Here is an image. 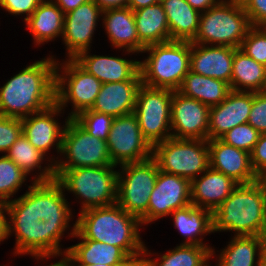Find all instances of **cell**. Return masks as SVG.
<instances>
[{"mask_svg": "<svg viewBox=\"0 0 266 266\" xmlns=\"http://www.w3.org/2000/svg\"><path fill=\"white\" fill-rule=\"evenodd\" d=\"M173 216V225L185 238L182 244L199 246L210 245L203 243V236L212 233V212L193 204L177 209L170 214Z\"/></svg>", "mask_w": 266, "mask_h": 266, "instance_id": "obj_29", "label": "cell"}, {"mask_svg": "<svg viewBox=\"0 0 266 266\" xmlns=\"http://www.w3.org/2000/svg\"><path fill=\"white\" fill-rule=\"evenodd\" d=\"M42 0H0V6L9 14L14 16L21 15L27 20L33 12L37 9ZM23 14V15H22Z\"/></svg>", "mask_w": 266, "mask_h": 266, "instance_id": "obj_42", "label": "cell"}, {"mask_svg": "<svg viewBox=\"0 0 266 266\" xmlns=\"http://www.w3.org/2000/svg\"><path fill=\"white\" fill-rule=\"evenodd\" d=\"M73 119L90 135L107 141L114 118L88 109L80 112Z\"/></svg>", "mask_w": 266, "mask_h": 266, "instance_id": "obj_37", "label": "cell"}, {"mask_svg": "<svg viewBox=\"0 0 266 266\" xmlns=\"http://www.w3.org/2000/svg\"><path fill=\"white\" fill-rule=\"evenodd\" d=\"M107 146L112 164L116 166L144 161L153 154V146L141 132L134 112L113 119Z\"/></svg>", "mask_w": 266, "mask_h": 266, "instance_id": "obj_13", "label": "cell"}, {"mask_svg": "<svg viewBox=\"0 0 266 266\" xmlns=\"http://www.w3.org/2000/svg\"><path fill=\"white\" fill-rule=\"evenodd\" d=\"M101 20L109 42L115 49L123 48V52L136 55L145 49L137 35L134 12L129 7L102 11Z\"/></svg>", "mask_w": 266, "mask_h": 266, "instance_id": "obj_24", "label": "cell"}, {"mask_svg": "<svg viewBox=\"0 0 266 266\" xmlns=\"http://www.w3.org/2000/svg\"><path fill=\"white\" fill-rule=\"evenodd\" d=\"M266 211L261 177L250 184H239L212 212V233L230 232L234 236H261Z\"/></svg>", "mask_w": 266, "mask_h": 266, "instance_id": "obj_4", "label": "cell"}, {"mask_svg": "<svg viewBox=\"0 0 266 266\" xmlns=\"http://www.w3.org/2000/svg\"><path fill=\"white\" fill-rule=\"evenodd\" d=\"M141 84L140 71L131 80L102 84L90 110L113 118L134 112L136 96Z\"/></svg>", "mask_w": 266, "mask_h": 266, "instance_id": "obj_22", "label": "cell"}, {"mask_svg": "<svg viewBox=\"0 0 266 266\" xmlns=\"http://www.w3.org/2000/svg\"><path fill=\"white\" fill-rule=\"evenodd\" d=\"M64 16L63 11L52 0H42L33 14L25 20L35 45H43L62 37Z\"/></svg>", "mask_w": 266, "mask_h": 266, "instance_id": "obj_28", "label": "cell"}, {"mask_svg": "<svg viewBox=\"0 0 266 266\" xmlns=\"http://www.w3.org/2000/svg\"><path fill=\"white\" fill-rule=\"evenodd\" d=\"M252 168L258 177L266 176V134H261L250 153Z\"/></svg>", "mask_w": 266, "mask_h": 266, "instance_id": "obj_43", "label": "cell"}, {"mask_svg": "<svg viewBox=\"0 0 266 266\" xmlns=\"http://www.w3.org/2000/svg\"><path fill=\"white\" fill-rule=\"evenodd\" d=\"M28 191L6 203L7 235L15 234L14 255H31L38 260L61 256L60 242L70 226H55L40 221L34 213L33 181Z\"/></svg>", "mask_w": 266, "mask_h": 266, "instance_id": "obj_1", "label": "cell"}, {"mask_svg": "<svg viewBox=\"0 0 266 266\" xmlns=\"http://www.w3.org/2000/svg\"><path fill=\"white\" fill-rule=\"evenodd\" d=\"M64 14L75 10L81 4L88 2L89 0H52Z\"/></svg>", "mask_w": 266, "mask_h": 266, "instance_id": "obj_47", "label": "cell"}, {"mask_svg": "<svg viewBox=\"0 0 266 266\" xmlns=\"http://www.w3.org/2000/svg\"><path fill=\"white\" fill-rule=\"evenodd\" d=\"M102 11L128 7L129 0H94Z\"/></svg>", "mask_w": 266, "mask_h": 266, "instance_id": "obj_46", "label": "cell"}, {"mask_svg": "<svg viewBox=\"0 0 266 266\" xmlns=\"http://www.w3.org/2000/svg\"><path fill=\"white\" fill-rule=\"evenodd\" d=\"M115 168L116 165L61 169L56 180L64 190L80 199V212H83L116 204L118 171Z\"/></svg>", "mask_w": 266, "mask_h": 266, "instance_id": "obj_6", "label": "cell"}, {"mask_svg": "<svg viewBox=\"0 0 266 266\" xmlns=\"http://www.w3.org/2000/svg\"><path fill=\"white\" fill-rule=\"evenodd\" d=\"M266 81V66L237 48L234 51L231 90L260 92Z\"/></svg>", "mask_w": 266, "mask_h": 266, "instance_id": "obj_35", "label": "cell"}, {"mask_svg": "<svg viewBox=\"0 0 266 266\" xmlns=\"http://www.w3.org/2000/svg\"><path fill=\"white\" fill-rule=\"evenodd\" d=\"M214 247L180 243L174 249L152 259L154 255L145 246L140 266H211L212 249ZM150 258H149V257Z\"/></svg>", "mask_w": 266, "mask_h": 266, "instance_id": "obj_32", "label": "cell"}, {"mask_svg": "<svg viewBox=\"0 0 266 266\" xmlns=\"http://www.w3.org/2000/svg\"><path fill=\"white\" fill-rule=\"evenodd\" d=\"M228 243L218 255L212 249V258L217 257L216 266H260L265 258L261 236H232Z\"/></svg>", "mask_w": 266, "mask_h": 266, "instance_id": "obj_30", "label": "cell"}, {"mask_svg": "<svg viewBox=\"0 0 266 266\" xmlns=\"http://www.w3.org/2000/svg\"><path fill=\"white\" fill-rule=\"evenodd\" d=\"M266 34V23H263L258 26Z\"/></svg>", "mask_w": 266, "mask_h": 266, "instance_id": "obj_54", "label": "cell"}, {"mask_svg": "<svg viewBox=\"0 0 266 266\" xmlns=\"http://www.w3.org/2000/svg\"><path fill=\"white\" fill-rule=\"evenodd\" d=\"M64 192L56 179L49 182H33L35 216L50 225L70 226L73 212Z\"/></svg>", "mask_w": 266, "mask_h": 266, "instance_id": "obj_18", "label": "cell"}, {"mask_svg": "<svg viewBox=\"0 0 266 266\" xmlns=\"http://www.w3.org/2000/svg\"><path fill=\"white\" fill-rule=\"evenodd\" d=\"M21 134V119L0 115V153L6 154Z\"/></svg>", "mask_w": 266, "mask_h": 266, "instance_id": "obj_40", "label": "cell"}, {"mask_svg": "<svg viewBox=\"0 0 266 266\" xmlns=\"http://www.w3.org/2000/svg\"><path fill=\"white\" fill-rule=\"evenodd\" d=\"M201 175L191 180V204L211 212L239 185L232 178L211 167Z\"/></svg>", "mask_w": 266, "mask_h": 266, "instance_id": "obj_23", "label": "cell"}, {"mask_svg": "<svg viewBox=\"0 0 266 266\" xmlns=\"http://www.w3.org/2000/svg\"><path fill=\"white\" fill-rule=\"evenodd\" d=\"M239 49L266 66V34L258 26H252L248 30Z\"/></svg>", "mask_w": 266, "mask_h": 266, "instance_id": "obj_39", "label": "cell"}, {"mask_svg": "<svg viewBox=\"0 0 266 266\" xmlns=\"http://www.w3.org/2000/svg\"><path fill=\"white\" fill-rule=\"evenodd\" d=\"M5 155L14 161L27 175L31 173L33 175L34 170L37 171L36 169H38V172L40 171L37 175L34 174L33 180L30 179L31 182H49L56 179L54 166L56 163L55 157L53 158L52 156L47 159L50 156L46 157L45 154L37 150L23 133L13 143ZM44 159H47L46 161L49 162H47L48 164L46 166L44 164L43 167L41 164H43Z\"/></svg>", "mask_w": 266, "mask_h": 266, "instance_id": "obj_27", "label": "cell"}, {"mask_svg": "<svg viewBox=\"0 0 266 266\" xmlns=\"http://www.w3.org/2000/svg\"><path fill=\"white\" fill-rule=\"evenodd\" d=\"M54 56L26 66L0 87V115L23 119L55 102Z\"/></svg>", "mask_w": 266, "mask_h": 266, "instance_id": "obj_2", "label": "cell"}, {"mask_svg": "<svg viewBox=\"0 0 266 266\" xmlns=\"http://www.w3.org/2000/svg\"><path fill=\"white\" fill-rule=\"evenodd\" d=\"M89 54V50L81 52L74 60L102 84L131 80L140 71V60Z\"/></svg>", "mask_w": 266, "mask_h": 266, "instance_id": "obj_25", "label": "cell"}, {"mask_svg": "<svg viewBox=\"0 0 266 266\" xmlns=\"http://www.w3.org/2000/svg\"><path fill=\"white\" fill-rule=\"evenodd\" d=\"M6 203L0 201V244L8 239Z\"/></svg>", "mask_w": 266, "mask_h": 266, "instance_id": "obj_48", "label": "cell"}, {"mask_svg": "<svg viewBox=\"0 0 266 266\" xmlns=\"http://www.w3.org/2000/svg\"><path fill=\"white\" fill-rule=\"evenodd\" d=\"M261 186L263 187V193L265 199V211H266V176L261 177Z\"/></svg>", "mask_w": 266, "mask_h": 266, "instance_id": "obj_52", "label": "cell"}, {"mask_svg": "<svg viewBox=\"0 0 266 266\" xmlns=\"http://www.w3.org/2000/svg\"><path fill=\"white\" fill-rule=\"evenodd\" d=\"M243 7L251 26L266 23V0H248Z\"/></svg>", "mask_w": 266, "mask_h": 266, "instance_id": "obj_44", "label": "cell"}, {"mask_svg": "<svg viewBox=\"0 0 266 266\" xmlns=\"http://www.w3.org/2000/svg\"><path fill=\"white\" fill-rule=\"evenodd\" d=\"M186 97L194 98L208 107L219 105L232 91L230 84L189 71L177 90Z\"/></svg>", "mask_w": 266, "mask_h": 266, "instance_id": "obj_34", "label": "cell"}, {"mask_svg": "<svg viewBox=\"0 0 266 266\" xmlns=\"http://www.w3.org/2000/svg\"><path fill=\"white\" fill-rule=\"evenodd\" d=\"M46 266H61V264H60V261H56V263H53V264H50V265H46Z\"/></svg>", "mask_w": 266, "mask_h": 266, "instance_id": "obj_55", "label": "cell"}, {"mask_svg": "<svg viewBox=\"0 0 266 266\" xmlns=\"http://www.w3.org/2000/svg\"><path fill=\"white\" fill-rule=\"evenodd\" d=\"M161 3V0H129L128 7L134 11L143 7Z\"/></svg>", "mask_w": 266, "mask_h": 266, "instance_id": "obj_50", "label": "cell"}, {"mask_svg": "<svg viewBox=\"0 0 266 266\" xmlns=\"http://www.w3.org/2000/svg\"><path fill=\"white\" fill-rule=\"evenodd\" d=\"M252 92L231 91L216 106L210 107L208 140L219 139L237 125L248 123Z\"/></svg>", "mask_w": 266, "mask_h": 266, "instance_id": "obj_19", "label": "cell"}, {"mask_svg": "<svg viewBox=\"0 0 266 266\" xmlns=\"http://www.w3.org/2000/svg\"><path fill=\"white\" fill-rule=\"evenodd\" d=\"M159 170L190 181L210 167L208 140L171 137L153 146Z\"/></svg>", "mask_w": 266, "mask_h": 266, "instance_id": "obj_9", "label": "cell"}, {"mask_svg": "<svg viewBox=\"0 0 266 266\" xmlns=\"http://www.w3.org/2000/svg\"><path fill=\"white\" fill-rule=\"evenodd\" d=\"M194 9L200 13L208 10L210 7H213L219 4L222 0H186Z\"/></svg>", "mask_w": 266, "mask_h": 266, "instance_id": "obj_49", "label": "cell"}, {"mask_svg": "<svg viewBox=\"0 0 266 266\" xmlns=\"http://www.w3.org/2000/svg\"><path fill=\"white\" fill-rule=\"evenodd\" d=\"M228 1L233 2L234 4H237V5L244 6L248 0H228Z\"/></svg>", "mask_w": 266, "mask_h": 266, "instance_id": "obj_53", "label": "cell"}, {"mask_svg": "<svg viewBox=\"0 0 266 266\" xmlns=\"http://www.w3.org/2000/svg\"><path fill=\"white\" fill-rule=\"evenodd\" d=\"M28 175L5 154L0 157V201L9 202Z\"/></svg>", "mask_w": 266, "mask_h": 266, "instance_id": "obj_36", "label": "cell"}, {"mask_svg": "<svg viewBox=\"0 0 266 266\" xmlns=\"http://www.w3.org/2000/svg\"><path fill=\"white\" fill-rule=\"evenodd\" d=\"M149 53L139 61L142 84L177 91L190 71L191 41L172 40L145 47Z\"/></svg>", "mask_w": 266, "mask_h": 266, "instance_id": "obj_5", "label": "cell"}, {"mask_svg": "<svg viewBox=\"0 0 266 266\" xmlns=\"http://www.w3.org/2000/svg\"><path fill=\"white\" fill-rule=\"evenodd\" d=\"M248 123L260 134H266V93L252 92V105Z\"/></svg>", "mask_w": 266, "mask_h": 266, "instance_id": "obj_41", "label": "cell"}, {"mask_svg": "<svg viewBox=\"0 0 266 266\" xmlns=\"http://www.w3.org/2000/svg\"><path fill=\"white\" fill-rule=\"evenodd\" d=\"M169 24L170 41H192L199 29L200 12L186 0H161Z\"/></svg>", "mask_w": 266, "mask_h": 266, "instance_id": "obj_31", "label": "cell"}, {"mask_svg": "<svg viewBox=\"0 0 266 266\" xmlns=\"http://www.w3.org/2000/svg\"><path fill=\"white\" fill-rule=\"evenodd\" d=\"M61 155L65 159L56 157L55 175L61 169L113 165L107 141L90 135L71 118L67 120L64 128Z\"/></svg>", "mask_w": 266, "mask_h": 266, "instance_id": "obj_11", "label": "cell"}, {"mask_svg": "<svg viewBox=\"0 0 266 266\" xmlns=\"http://www.w3.org/2000/svg\"><path fill=\"white\" fill-rule=\"evenodd\" d=\"M61 257H63L59 260L61 266H111L107 264H85L79 262L68 250H66Z\"/></svg>", "mask_w": 266, "mask_h": 266, "instance_id": "obj_45", "label": "cell"}, {"mask_svg": "<svg viewBox=\"0 0 266 266\" xmlns=\"http://www.w3.org/2000/svg\"><path fill=\"white\" fill-rule=\"evenodd\" d=\"M260 266H266V258L263 259V261H262Z\"/></svg>", "mask_w": 266, "mask_h": 266, "instance_id": "obj_56", "label": "cell"}, {"mask_svg": "<svg viewBox=\"0 0 266 266\" xmlns=\"http://www.w3.org/2000/svg\"><path fill=\"white\" fill-rule=\"evenodd\" d=\"M101 85V81L89 74L74 59L66 58L61 63L57 60L55 103L63 110V113L67 104L72 105L73 110L69 113L68 118L73 119L80 112L91 109L100 92Z\"/></svg>", "mask_w": 266, "mask_h": 266, "instance_id": "obj_10", "label": "cell"}, {"mask_svg": "<svg viewBox=\"0 0 266 266\" xmlns=\"http://www.w3.org/2000/svg\"><path fill=\"white\" fill-rule=\"evenodd\" d=\"M68 236L81 240L78 244L67 247L79 262L85 264H107L111 266H140L134 263L119 247L102 242L85 239L77 230L76 223L73 224Z\"/></svg>", "mask_w": 266, "mask_h": 266, "instance_id": "obj_26", "label": "cell"}, {"mask_svg": "<svg viewBox=\"0 0 266 266\" xmlns=\"http://www.w3.org/2000/svg\"><path fill=\"white\" fill-rule=\"evenodd\" d=\"M101 17L102 10L94 0L65 14L62 41L68 59H75L81 52L90 50L92 37Z\"/></svg>", "mask_w": 266, "mask_h": 266, "instance_id": "obj_16", "label": "cell"}, {"mask_svg": "<svg viewBox=\"0 0 266 266\" xmlns=\"http://www.w3.org/2000/svg\"><path fill=\"white\" fill-rule=\"evenodd\" d=\"M133 12L137 35L144 47L170 41L169 24L161 3Z\"/></svg>", "mask_w": 266, "mask_h": 266, "instance_id": "obj_33", "label": "cell"}, {"mask_svg": "<svg viewBox=\"0 0 266 266\" xmlns=\"http://www.w3.org/2000/svg\"><path fill=\"white\" fill-rule=\"evenodd\" d=\"M210 107L173 91L171 100V135L178 139L208 140Z\"/></svg>", "mask_w": 266, "mask_h": 266, "instance_id": "obj_14", "label": "cell"}, {"mask_svg": "<svg viewBox=\"0 0 266 266\" xmlns=\"http://www.w3.org/2000/svg\"><path fill=\"white\" fill-rule=\"evenodd\" d=\"M260 135L253 126L249 123H244L235 126L219 139L228 145L251 153Z\"/></svg>", "mask_w": 266, "mask_h": 266, "instance_id": "obj_38", "label": "cell"}, {"mask_svg": "<svg viewBox=\"0 0 266 266\" xmlns=\"http://www.w3.org/2000/svg\"><path fill=\"white\" fill-rule=\"evenodd\" d=\"M159 167L153 157L126 163L118 170L117 204L137 216L142 226L148 225V204Z\"/></svg>", "mask_w": 266, "mask_h": 266, "instance_id": "obj_8", "label": "cell"}, {"mask_svg": "<svg viewBox=\"0 0 266 266\" xmlns=\"http://www.w3.org/2000/svg\"><path fill=\"white\" fill-rule=\"evenodd\" d=\"M172 97L173 90L166 88L141 84L138 89L134 113L141 132L152 146L172 137Z\"/></svg>", "mask_w": 266, "mask_h": 266, "instance_id": "obj_12", "label": "cell"}, {"mask_svg": "<svg viewBox=\"0 0 266 266\" xmlns=\"http://www.w3.org/2000/svg\"><path fill=\"white\" fill-rule=\"evenodd\" d=\"M262 92H263V93H266V81H265V84H264V87H263Z\"/></svg>", "mask_w": 266, "mask_h": 266, "instance_id": "obj_57", "label": "cell"}, {"mask_svg": "<svg viewBox=\"0 0 266 266\" xmlns=\"http://www.w3.org/2000/svg\"><path fill=\"white\" fill-rule=\"evenodd\" d=\"M62 109L54 102L51 106L45 108L42 111L33 113L27 116L22 121V133L29 140V142L39 151L47 156L48 151L55 149L61 154L62 137L66 122L69 119H65V124L60 126L58 117L62 113ZM57 118V120L55 119Z\"/></svg>", "mask_w": 266, "mask_h": 266, "instance_id": "obj_17", "label": "cell"}, {"mask_svg": "<svg viewBox=\"0 0 266 266\" xmlns=\"http://www.w3.org/2000/svg\"><path fill=\"white\" fill-rule=\"evenodd\" d=\"M210 167L232 178L238 184L259 179L252 168L250 153L228 145L220 139L208 140Z\"/></svg>", "mask_w": 266, "mask_h": 266, "instance_id": "obj_20", "label": "cell"}, {"mask_svg": "<svg viewBox=\"0 0 266 266\" xmlns=\"http://www.w3.org/2000/svg\"><path fill=\"white\" fill-rule=\"evenodd\" d=\"M236 49L230 46L191 43L190 71L223 80L231 87L233 58Z\"/></svg>", "mask_w": 266, "mask_h": 266, "instance_id": "obj_21", "label": "cell"}, {"mask_svg": "<svg viewBox=\"0 0 266 266\" xmlns=\"http://www.w3.org/2000/svg\"><path fill=\"white\" fill-rule=\"evenodd\" d=\"M251 27L242 5L222 0L200 14L199 29L191 43L240 48Z\"/></svg>", "mask_w": 266, "mask_h": 266, "instance_id": "obj_7", "label": "cell"}, {"mask_svg": "<svg viewBox=\"0 0 266 266\" xmlns=\"http://www.w3.org/2000/svg\"><path fill=\"white\" fill-rule=\"evenodd\" d=\"M75 223L85 239L119 247L134 263H141L146 245L139 233L141 221L117 203L80 212Z\"/></svg>", "mask_w": 266, "mask_h": 266, "instance_id": "obj_3", "label": "cell"}, {"mask_svg": "<svg viewBox=\"0 0 266 266\" xmlns=\"http://www.w3.org/2000/svg\"><path fill=\"white\" fill-rule=\"evenodd\" d=\"M191 181L158 171L148 204V224L191 204Z\"/></svg>", "mask_w": 266, "mask_h": 266, "instance_id": "obj_15", "label": "cell"}, {"mask_svg": "<svg viewBox=\"0 0 266 266\" xmlns=\"http://www.w3.org/2000/svg\"><path fill=\"white\" fill-rule=\"evenodd\" d=\"M261 237H262L263 253L264 255H266V222Z\"/></svg>", "mask_w": 266, "mask_h": 266, "instance_id": "obj_51", "label": "cell"}]
</instances>
